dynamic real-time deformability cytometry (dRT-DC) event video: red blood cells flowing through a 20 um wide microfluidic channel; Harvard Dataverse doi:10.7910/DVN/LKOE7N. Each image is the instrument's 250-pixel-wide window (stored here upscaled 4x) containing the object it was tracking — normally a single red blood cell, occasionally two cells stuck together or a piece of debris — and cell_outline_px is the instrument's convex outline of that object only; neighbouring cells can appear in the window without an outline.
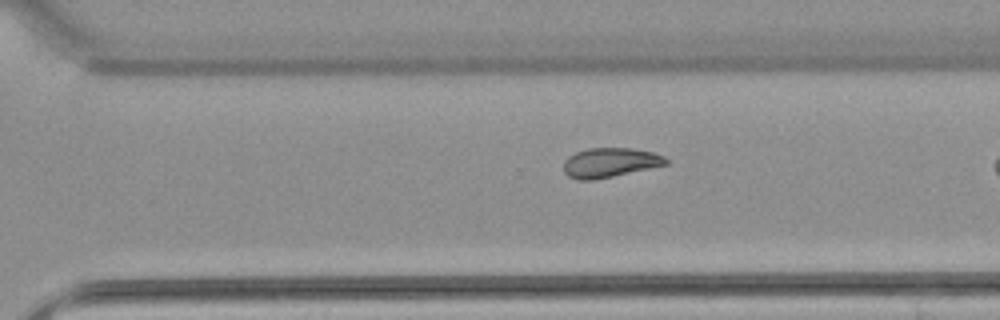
{"species": "common noctule bat (a hibernating species)", "species_latin": "Nyctalus noctula", "temperature_condition": "warm", "stored_images_in_passage": 36, "camera_frame_rate_fps": 3000, "um_per_image_px": 0.085, "animal": {"sex": "female", "body_mass_g": 22.7, "forearm_length_mm": 54.2}, "frame": {"image": 1, "passage_image": 31, "time_ms": 10.0, "image_size_px": [1000, 320], "cell_outline_px": [[668, 164], [612, 176], [592, 180], [576, 180], [568, 176], [564, 172], [564, 160], [568, 156], [576, 152], [588, 148], [632, 148], [652, 152], [664, 156], [668, 160]], "centroid_in_image_um": [51.82, 13.81], "position_along_channel_um": 318.8, "area_um2": 17.51}}